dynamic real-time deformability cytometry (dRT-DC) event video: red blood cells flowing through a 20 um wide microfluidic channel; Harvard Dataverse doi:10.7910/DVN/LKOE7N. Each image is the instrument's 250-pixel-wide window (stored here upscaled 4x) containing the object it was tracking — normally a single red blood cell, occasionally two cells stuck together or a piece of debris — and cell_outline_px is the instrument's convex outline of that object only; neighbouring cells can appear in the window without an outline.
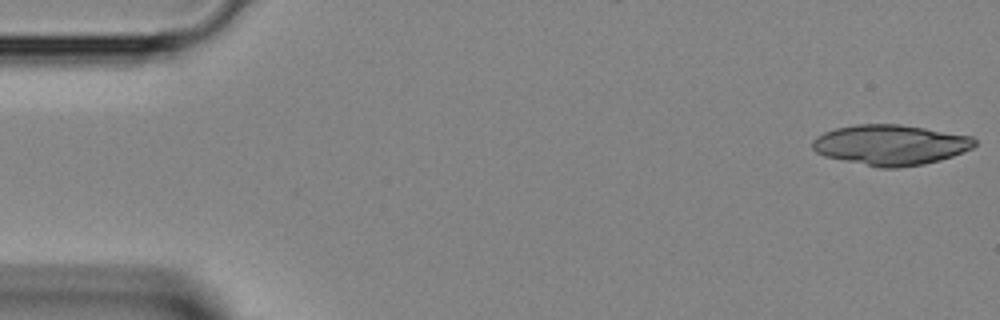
{"species": "Egyptian fruit bat (a non-hibernating species)", "species_latin": "Rousettus aegyptiacus", "temperature_condition": "room temperature", "stored_images_in_passage": 18, "camera_frame_rate_fps": 3000, "um_per_image_px": 0.085, "animal": {"sex": "female"}, "frame": {"image": 1, "passage_image": 1, "time_ms": 0.0, "image_size_px": [1000, 320], "cell_outline_px": [[976, 144], [972, 148], [952, 156], [940, 160], [924, 164], [896, 168], [880, 168], [824, 156], [816, 152], [812, 148], [812, 140], [816, 136], [824, 132], [836, 128], [856, 124], [900, 124], [972, 136], [976, 140]], "centroid_in_image_um": [75.67, 12.31], "position_along_channel_um": 9.3, "area_um2": 38.15}}
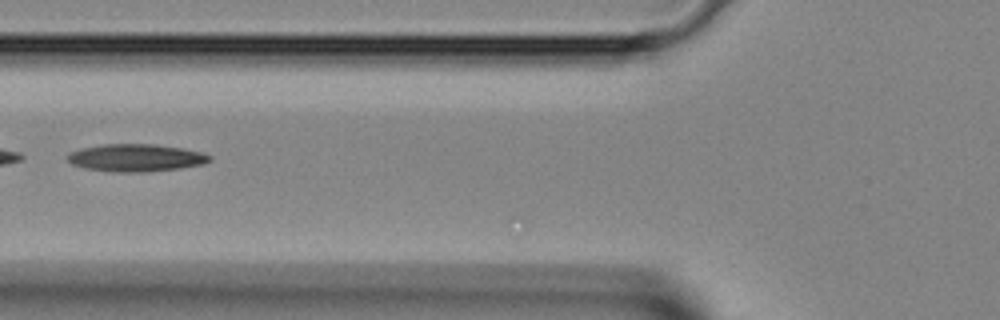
{"frame": {"image": 2, "passage_image": 16, "time_ms": 5.0, "image_size_px": [1000, 320], "cell_outline_px": [[212, 160], [200, 164], [180, 168], [140, 172], [120, 172], [84, 168], [72, 164], [68, 160], [68, 156], [72, 152], [80, 148], [104, 144], [156, 144], [184, 148], [204, 152], [212, 156]], "centroid_in_image_um": [11.59, 13.4], "position_along_channel_um": 114.2, "area_um2": 22.66}}